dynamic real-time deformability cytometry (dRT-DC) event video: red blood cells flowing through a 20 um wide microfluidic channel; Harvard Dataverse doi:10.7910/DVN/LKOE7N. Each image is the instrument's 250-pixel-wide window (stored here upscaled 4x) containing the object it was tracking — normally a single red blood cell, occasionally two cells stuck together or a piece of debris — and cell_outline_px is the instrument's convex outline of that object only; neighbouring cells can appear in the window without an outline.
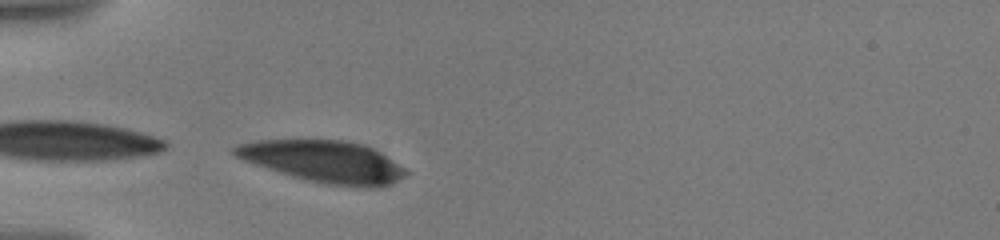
{"species": "human", "species_latin": "Homo sapiens", "temperature_condition": "warm", "stored_images_in_passage": 3, "camera_frame_rate_fps": 3000, "um_per_image_px": 0.085, "donor": {"sex": "male"}, "frame": {"image": 1, "passage_image": 1, "time_ms": 0.0, "image_size_px": [1000, 240], "cell_outline_px": [[408, 172], [404, 176], [380, 188], [368, 188], [328, 184], [308, 180], [292, 176], [232, 156], [232, 148], [236, 144], [256, 140], [344, 140], [364, 144], [380, 152], [404, 168]], "centroid_in_image_um": [27.5, 13.72], "position_along_channel_um": 57.5, "area_um2": 41.44}}